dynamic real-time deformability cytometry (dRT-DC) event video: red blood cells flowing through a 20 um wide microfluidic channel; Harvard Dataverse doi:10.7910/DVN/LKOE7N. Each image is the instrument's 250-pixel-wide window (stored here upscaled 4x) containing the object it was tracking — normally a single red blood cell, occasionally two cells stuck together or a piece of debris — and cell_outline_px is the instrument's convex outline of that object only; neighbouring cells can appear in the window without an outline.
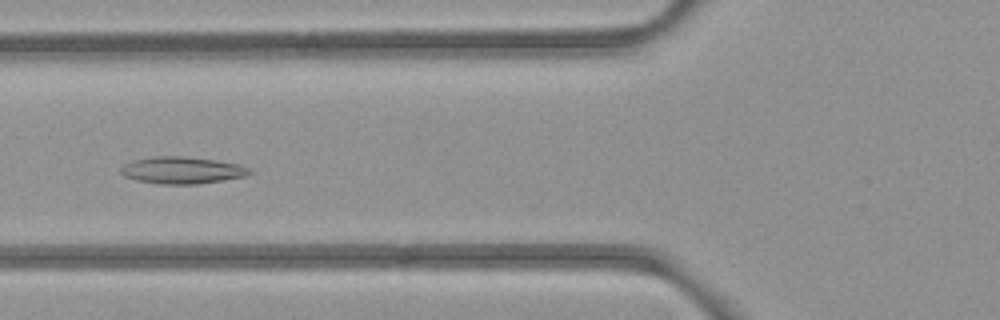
{"species": "common noctule bat (a hibernating species)", "species_latin": "Nyctalus noctula", "temperature_condition": "room temperature", "stored_images_in_passage": 54, "segment_of_instrument_passage": [1, 2], "camera_frame_rate_fps": 3000, "um_per_image_px": 0.085, "animal": {"sex": "female", "body_mass_g": 21.9}, "frame": {"image": 1, "passage_image": 20, "time_ms": 6.333, "image_size_px": [1000, 320], "cell_outline_px": [[252, 172], [244, 176], [224, 180], [196, 184], [160, 184], [136, 180], [124, 176], [120, 172], [120, 168], [124, 164], [132, 160], [152, 156], [184, 156], [216, 160], [240, 164], [248, 168]], "centroid_in_image_um": [15.44, 14.46], "position_along_channel_um": 110.4, "area_um2": 20.29}}
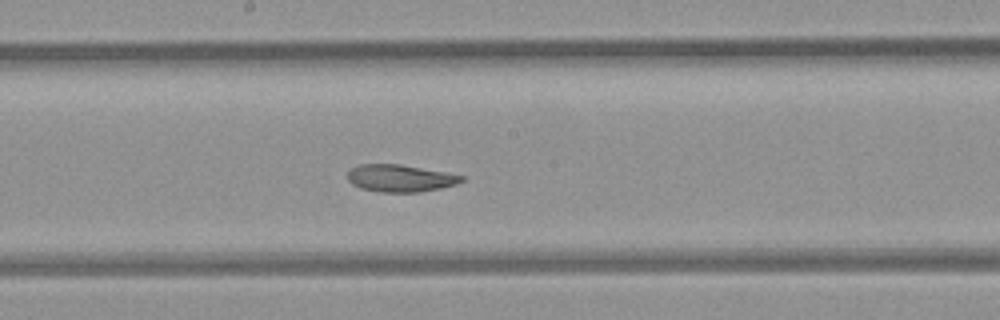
{"frame": {"image": 2, "passage_image": 28, "time_ms": 9.0, "image_size_px": [1000, 320], "cell_outline_px": [[464, 180], [456, 184], [440, 188], [420, 192], [380, 192], [360, 188], [352, 184], [348, 180], [348, 172], [352, 168], [360, 164], [400, 164], [444, 172], [464, 176]], "centroid_in_image_um": [34.0, 15.15], "position_along_channel_um": 214.2, "area_um2": 17.98}}
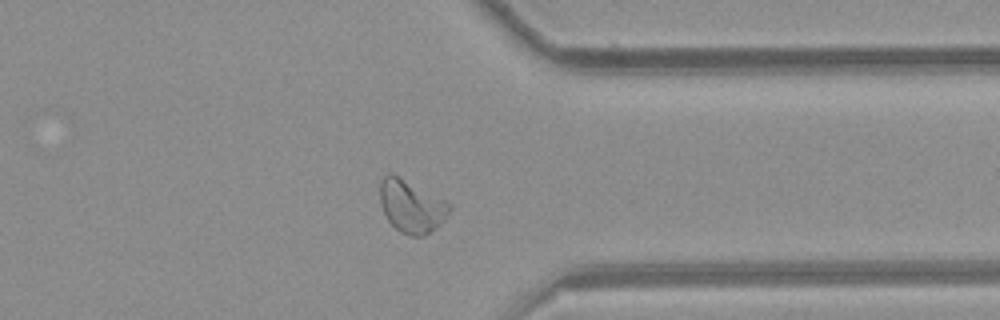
{"frame": {"image": 3, "passage_image": 41, "time_ms": 13.333, "image_size_px": [1000, 320], "cell_outline_px": [[452, 208], [444, 220], [436, 228], [424, 236], [408, 236], [400, 232], [388, 220], [384, 212], [380, 200], [380, 184], [384, 176], [388, 172], [392, 172], [452, 204]], "centroid_in_image_um": [34.98, 17.53], "position_along_channel_um": 376.4, "area_um2": 21.33}}